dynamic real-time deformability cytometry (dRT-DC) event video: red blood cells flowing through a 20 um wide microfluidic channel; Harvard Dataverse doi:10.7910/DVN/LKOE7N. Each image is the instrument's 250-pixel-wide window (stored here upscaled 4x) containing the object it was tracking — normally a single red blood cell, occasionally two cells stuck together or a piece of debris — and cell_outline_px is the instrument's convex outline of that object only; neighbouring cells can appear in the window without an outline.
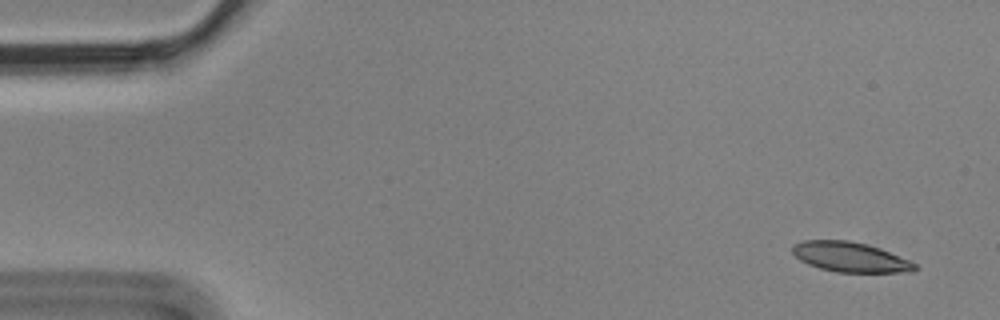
{"species": "Egyptian fruit bat (a non-hibernating species)", "species_latin": "Rousettus aegyptiacus", "temperature_condition": "cold", "stored_images_in_passage": 5, "camera_frame_rate_fps": 3000, "um_per_image_px": 0.085, "animal": {"sex": "male"}, "frame": {"image": 1, "passage_image": 1, "time_ms": 0.0, "image_size_px": [1000, 320], "cell_outline_px": [[920, 268], [900, 272], [836, 272], [820, 268], [808, 264], [800, 260], [792, 252], [792, 244], [804, 240], [848, 240], [880, 248], [908, 260], [916, 264]], "centroid_in_image_um": [72.22, 21.84], "position_along_channel_um": 12.8, "area_um2": 21.1}}
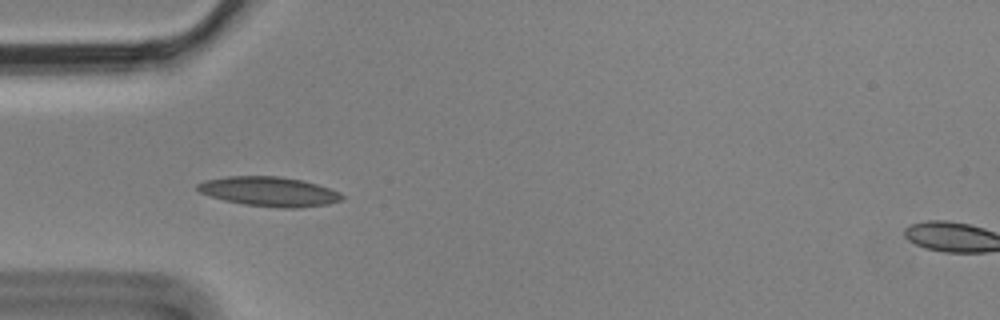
{"frame": {"image": 2, "passage_image": 4, "time_ms": 1.0, "image_size_px": [1000, 320], "cell_outline_px": [[344, 200], [328, 204], [300, 208], [280, 208], [244, 204], [224, 200], [200, 192], [196, 188], [196, 184], [204, 180], [224, 176], [280, 176], [304, 180], [340, 192], [344, 196]], "centroid_in_image_um": [22.9, 16.28], "position_along_channel_um": 62.1, "area_um2": 25.03}}
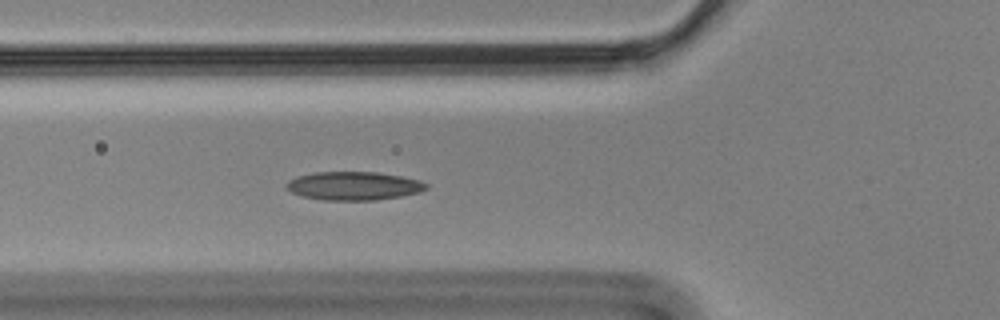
{"frame": {"image": 3, "passage_image": 5, "time_ms": 1.333, "image_size_px": [1000, 320], "cell_outline_px": [[428, 188], [420, 192], [400, 196], [376, 200], [324, 200], [304, 196], [292, 192], [284, 184], [288, 180], [312, 172], [376, 172], [400, 176], [420, 180], [428, 184]], "centroid_in_image_um": [30.09, 15.79], "position_along_channel_um": 95.7, "area_um2": 23.06}}